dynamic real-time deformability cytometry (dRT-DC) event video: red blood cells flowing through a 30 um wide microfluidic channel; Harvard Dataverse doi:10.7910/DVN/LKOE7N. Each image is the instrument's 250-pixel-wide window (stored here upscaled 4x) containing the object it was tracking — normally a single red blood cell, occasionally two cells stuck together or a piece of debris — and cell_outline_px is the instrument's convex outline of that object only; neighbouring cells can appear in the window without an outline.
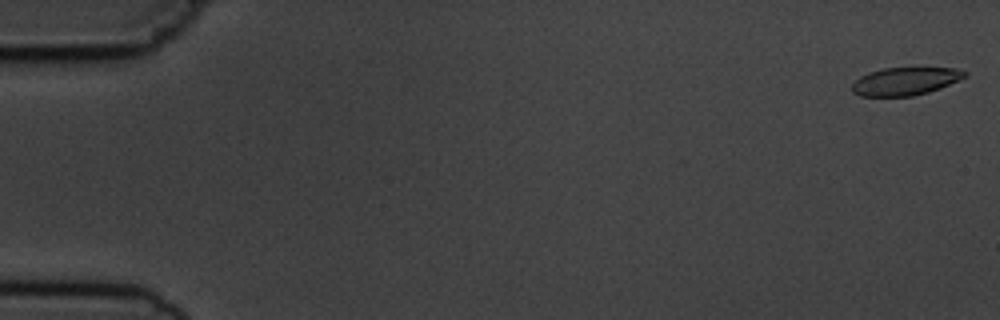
{"species": "common noctule bat (a hibernating species)", "species_latin": "Nyctalus noctula", "temperature_condition": "cold", "stored_images_in_passage": 8, "camera_frame_rate_fps": 3000, "um_per_image_px": 0.085, "animal": {"sex": "male", "body_mass_g": 19.5, "forearm_length_mm": 54.6}, "frame": {"image": 1, "passage_image": 1, "time_ms": 0.0, "image_size_px": [1000, 320], "cell_outline_px": [[968, 76], [940, 88], [928, 92], [912, 96], [860, 96], [852, 92], [852, 84], [860, 76], [868, 72], [884, 68], [956, 68], [968, 72]], "centroid_in_image_um": [76.95, 6.9], "position_along_channel_um": 8.1, "area_um2": 18.32}}
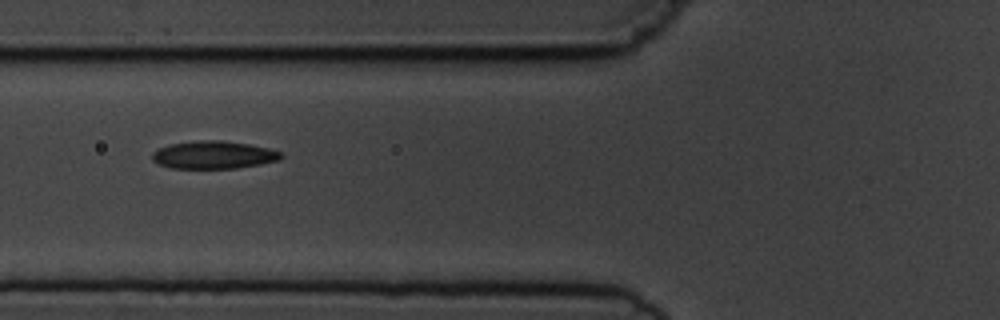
{"frame": {"image": 2, "passage_image": 6, "time_ms": 6.667, "image_size_px": [1000, 320], "cell_outline_px": [[284, 156], [280, 160], [260, 164], [236, 168], [172, 168], [160, 164], [152, 160], [152, 152], [168, 144], [200, 140], [220, 140], [248, 144], [268, 148], [280, 152]], "centroid_in_image_um": [18.16, 13.16], "position_along_channel_um": 107.6, "area_um2": 20.75}}
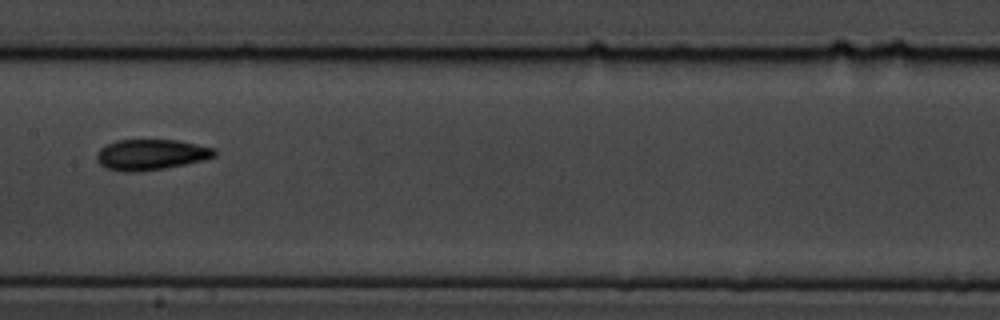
{"frame": {"image": 3, "passage_image": 8, "time_ms": 9.0, "image_size_px": [1000, 320], "cell_outline_px": [[216, 156], [204, 160], [164, 168], [136, 172], [124, 172], [104, 168], [96, 160], [96, 156], [100, 148], [116, 140], [180, 140], [216, 148]], "centroid_in_image_um": [12.84, 13.14], "position_along_channel_um": 194.6, "area_um2": 21.21}}